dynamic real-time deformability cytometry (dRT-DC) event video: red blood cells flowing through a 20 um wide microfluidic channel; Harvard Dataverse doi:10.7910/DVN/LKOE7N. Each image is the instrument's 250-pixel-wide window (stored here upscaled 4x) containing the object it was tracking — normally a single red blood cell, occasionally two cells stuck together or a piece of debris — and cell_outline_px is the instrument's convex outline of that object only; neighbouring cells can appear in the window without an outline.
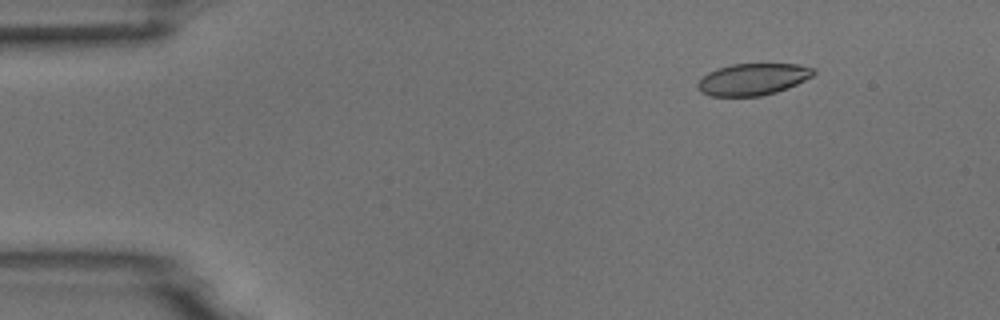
{"species": "common noctule bat (a hibernating species)", "species_latin": "Nyctalus noctula", "temperature_condition": "room temperature", "stored_images_in_passage": 6, "camera_frame_rate_fps": 3000, "um_per_image_px": 0.085, "animal": {"sex": "male", "body_mass_g": 18.8}, "frame": {"image": 1, "passage_image": 2, "time_ms": 1.333, "image_size_px": [1000, 320], "cell_outline_px": [[816, 72], [812, 76], [788, 88], [776, 92], [760, 96], [712, 96], [700, 92], [696, 84], [708, 72], [716, 68], [732, 64], [800, 64], [816, 68]], "centroid_in_image_um": [64.0, 6.73], "position_along_channel_um": 21.0, "area_um2": 21.5}}
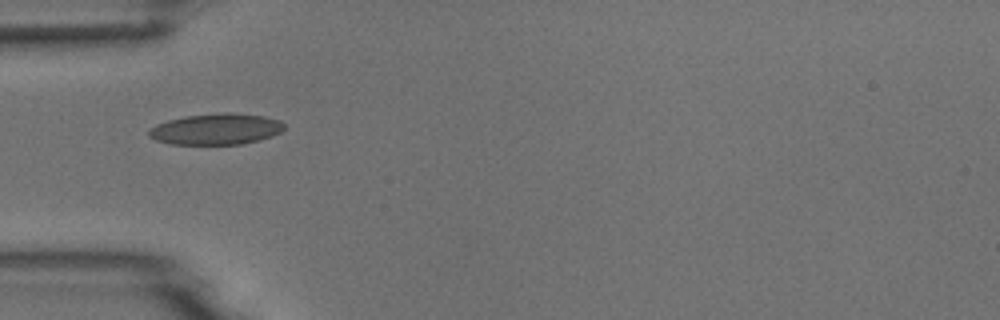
{"frame": {"image": 2, "passage_image": 5, "time_ms": 4.667, "image_size_px": [1000, 320], "cell_outline_px": [[284, 128], [280, 132], [272, 136], [260, 140], [240, 144], [172, 144], [156, 140], [148, 136], [148, 128], [156, 124], [168, 120], [184, 116], [264, 116], [280, 120], [284, 124]], "centroid_in_image_um": [18.31, 11.03], "position_along_channel_um": 66.7, "area_um2": 23.41}}